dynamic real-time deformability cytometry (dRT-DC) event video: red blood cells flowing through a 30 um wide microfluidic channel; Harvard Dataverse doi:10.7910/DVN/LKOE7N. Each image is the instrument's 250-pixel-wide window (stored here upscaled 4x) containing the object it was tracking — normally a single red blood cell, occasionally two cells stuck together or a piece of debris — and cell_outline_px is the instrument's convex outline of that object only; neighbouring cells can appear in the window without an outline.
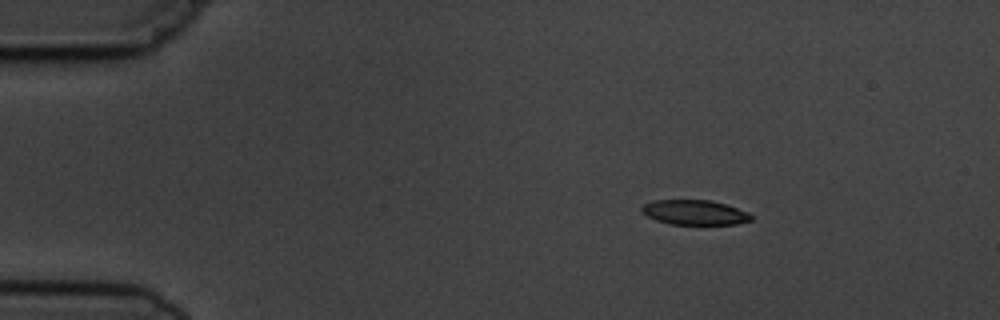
{"species": "common noctule bat (a hibernating species)", "species_latin": "Nyctalus noctula", "temperature_condition": "cold", "stored_images_in_passage": 4, "camera_frame_rate_fps": 3000, "um_per_image_px": 0.085, "animal": {"sex": "male", "body_mass_g": 19.5, "forearm_length_mm": 54.6}, "frame": {"image": 1, "passage_image": 2, "time_ms": 1.0, "image_size_px": [1000, 320], "cell_outline_px": [[752, 220], [736, 224], [668, 224], [656, 220], [640, 212], [640, 208], [644, 204], [652, 200], [712, 200], [748, 212], [752, 216]], "centroid_in_image_um": [59.0, 18.05], "position_along_channel_um": 26.0, "area_um2": 15.84}}